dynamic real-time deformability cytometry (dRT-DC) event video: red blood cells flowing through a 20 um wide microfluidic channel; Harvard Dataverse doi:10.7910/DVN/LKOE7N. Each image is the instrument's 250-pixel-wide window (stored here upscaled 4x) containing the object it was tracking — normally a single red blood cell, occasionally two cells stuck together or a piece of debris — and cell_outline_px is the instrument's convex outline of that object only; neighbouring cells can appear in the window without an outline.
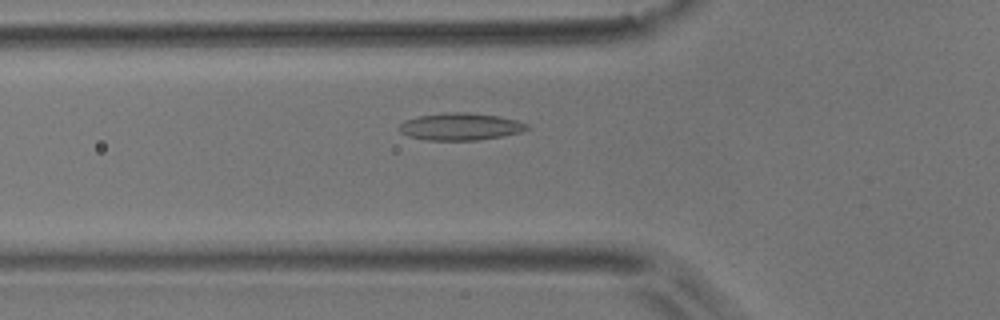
{"species": "common noctule bat (a hibernating species)", "species_latin": "Nyctalus noctula", "temperature_condition": "room temperature", "stored_images_in_passage": 46, "camera_frame_rate_fps": 3000, "um_per_image_px": 0.085, "animal": {"sex": "male", "body_mass_g": 17.9}, "frame": {"image": 1, "passage_image": 11, "time_ms": 3.333, "image_size_px": [1000, 320], "cell_outline_px": [[532, 128], [520, 132], [504, 136], [476, 140], [428, 140], [408, 136], [400, 132], [396, 128], [404, 120], [420, 116], [444, 112], [468, 112], [500, 116], [516, 120], [528, 124]], "centroid_in_image_um": [39.14, 10.76], "position_along_channel_um": 86.7, "area_um2": 20.46}}
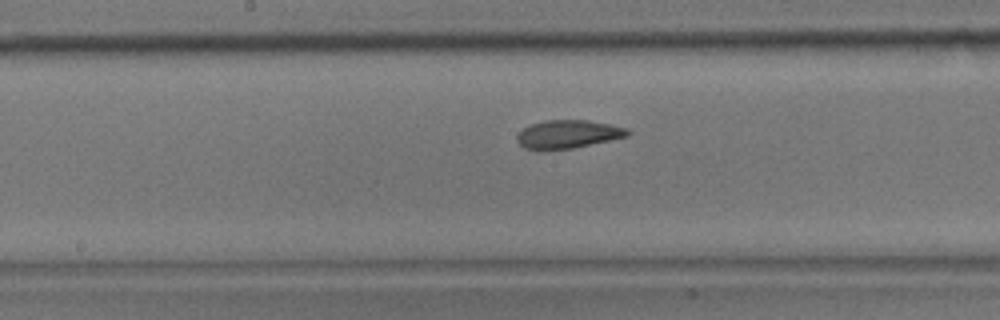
{"frame": {"image": 2, "passage_image": 20, "time_ms": 6.333, "image_size_px": [1000, 320], "cell_outline_px": [[632, 132], [628, 136], [572, 148], [544, 152], [536, 152], [524, 148], [516, 140], [516, 136], [524, 128], [532, 124], [544, 120], [588, 120], [628, 128]], "centroid_in_image_um": [48.23, 11.44], "position_along_channel_um": 200.0, "area_um2": 18.55}}
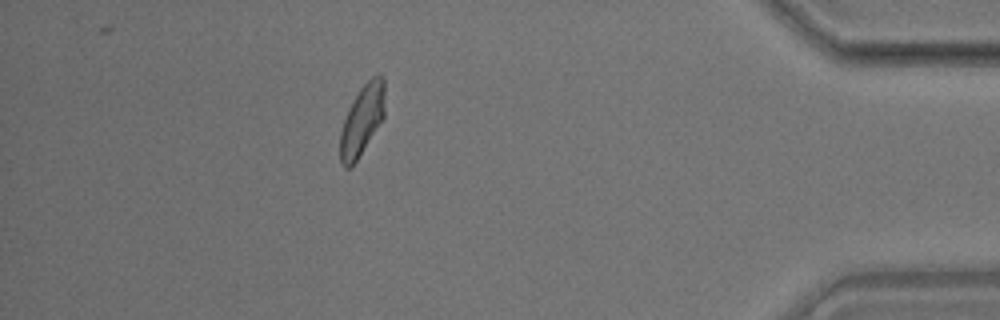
{"frame": {"image": 3, "passage_image": 40, "time_ms": 13.0, "image_size_px": [1000, 320], "cell_outline_px": [[384, 116], [352, 168], [344, 168], [340, 164], [340, 132], [348, 108], [360, 88], [372, 76], [384, 76]], "centroid_in_image_um": [30.75, 10.24], "position_along_channel_um": 404.4, "area_um2": 18.21}, "authors_computed_cell_mechanics": {"area_um2": 18.5249, "velocity_mm_per_s": 3.748, "shape_relaxation_time_tau1_ms": 3.7654, "shape_relaxation_time_tau2_ms": 1.8063, "deformation_change_tau1": 0.1357, "deformation_change_tau2": 0.0888}}